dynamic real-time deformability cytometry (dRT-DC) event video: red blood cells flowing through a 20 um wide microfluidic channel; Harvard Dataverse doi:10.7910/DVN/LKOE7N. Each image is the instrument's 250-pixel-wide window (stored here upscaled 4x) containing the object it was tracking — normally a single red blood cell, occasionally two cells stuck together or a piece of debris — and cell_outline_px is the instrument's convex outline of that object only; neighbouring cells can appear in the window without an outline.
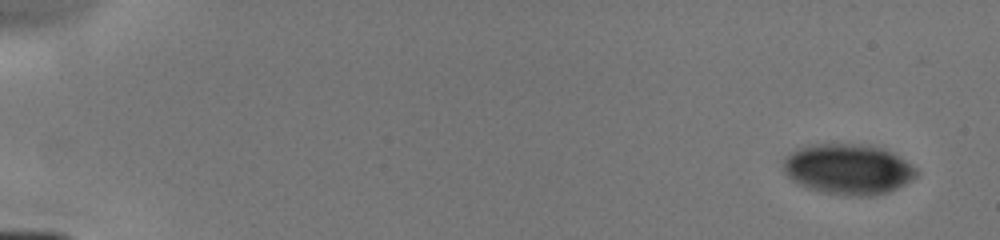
{"species": "human", "species_latin": "Homo sapiens", "temperature_condition": "cold", "stored_images_in_passage": 10, "camera_frame_rate_fps": 3000, "um_per_image_px": 0.085, "donor": {"sex": "male"}, "frame": {"image": 1, "passage_image": 1, "time_ms": 0.0, "image_size_px": [1000, 240], "cell_outline_px": [[920, 172], [912, 180], [888, 192], [872, 196], [844, 196], [824, 192], [808, 188], [792, 180], [784, 172], [784, 160], [792, 152], [800, 148], [816, 144], [868, 144], [884, 148], [900, 156], [916, 168]], "centroid_in_image_um": [72.15, 14.38], "position_along_channel_um": 12.9, "area_um2": 39.19}}
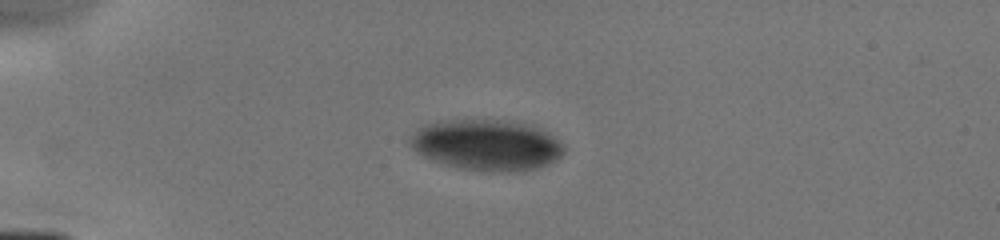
{"frame": {"image": 2, "passage_image": 6, "time_ms": 3.667, "image_size_px": [1000, 240], "cell_outline_px": [[564, 152], [560, 156], [548, 164], [524, 172], [508, 172], [460, 168], [444, 164], [424, 156], [416, 152], [408, 144], [408, 140], [424, 124], [444, 120], [512, 120], [528, 124], [548, 132], [564, 148]], "centroid_in_image_um": [41.36, 12.32], "position_along_channel_um": 43.6, "area_um2": 45.43}}
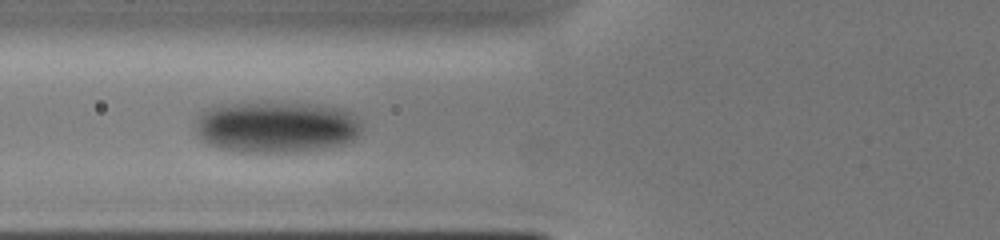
{"frame": {"image": 3, "passage_image": 9, "time_ms": 6.0, "image_size_px": [1000, 240], "cell_outline_px": [[360, 132], [352, 140], [344, 144], [320, 148], [292, 152], [240, 152], [220, 148], [204, 140], [200, 136], [196, 128], [196, 120], [208, 108], [220, 104], [248, 100], [268, 100], [320, 104], [340, 108], [352, 112], [360, 124]], "centroid_in_image_um": [23.48, 10.73], "position_along_channel_um": 102.3, "area_um2": 50.81}}